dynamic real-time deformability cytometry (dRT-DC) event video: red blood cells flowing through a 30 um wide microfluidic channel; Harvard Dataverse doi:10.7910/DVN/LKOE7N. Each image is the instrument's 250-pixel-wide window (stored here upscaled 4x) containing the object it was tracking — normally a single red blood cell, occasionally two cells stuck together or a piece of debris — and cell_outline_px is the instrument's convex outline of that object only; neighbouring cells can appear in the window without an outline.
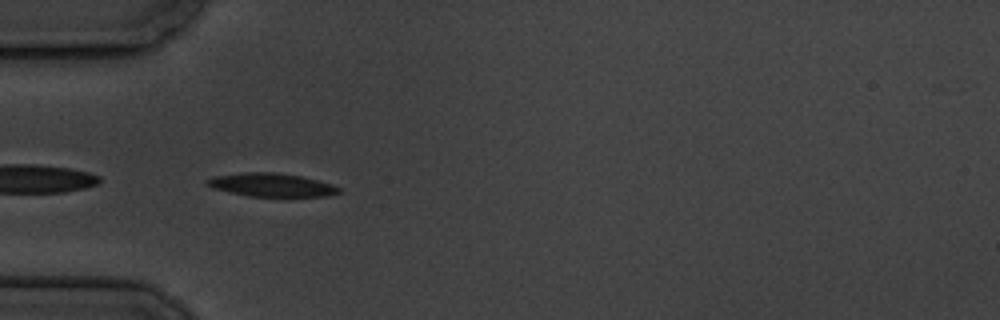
{"species": "common noctule bat (a hibernating species)", "species_latin": "Nyctalus noctula", "temperature_condition": "cold", "stored_images_in_passage": 7, "camera_frame_rate_fps": 3000, "um_per_image_px": 0.085, "animal": {"sex": "male", "body_mass_g": 19.5, "forearm_length_mm": 54.6}, "frame": {"image": 1, "passage_image": 5, "time_ms": 4.667, "image_size_px": [1000, 320], "cell_outline_px": [[340, 192], [328, 196], [248, 196], [212, 188], [204, 184], [204, 180], [212, 176], [244, 172], [276, 172], [300, 176], [332, 184], [340, 188]], "centroid_in_image_um": [23.01, 15.71], "position_along_channel_um": 62.0, "area_um2": 17.98}}
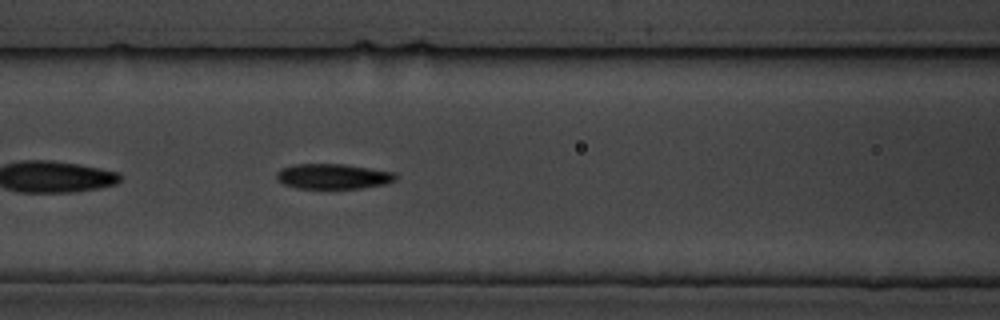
{"frame": {"image": 2, "passage_image": 7, "time_ms": 7.0, "image_size_px": [1000, 320], "cell_outline_px": [[396, 180], [384, 184], [360, 188], [296, 188], [284, 184], [276, 180], [276, 172], [280, 168], [292, 164], [344, 164], [396, 172]], "centroid_in_image_um": [28.27, 14.98], "position_along_channel_um": 138.3, "area_um2": 17.57}}